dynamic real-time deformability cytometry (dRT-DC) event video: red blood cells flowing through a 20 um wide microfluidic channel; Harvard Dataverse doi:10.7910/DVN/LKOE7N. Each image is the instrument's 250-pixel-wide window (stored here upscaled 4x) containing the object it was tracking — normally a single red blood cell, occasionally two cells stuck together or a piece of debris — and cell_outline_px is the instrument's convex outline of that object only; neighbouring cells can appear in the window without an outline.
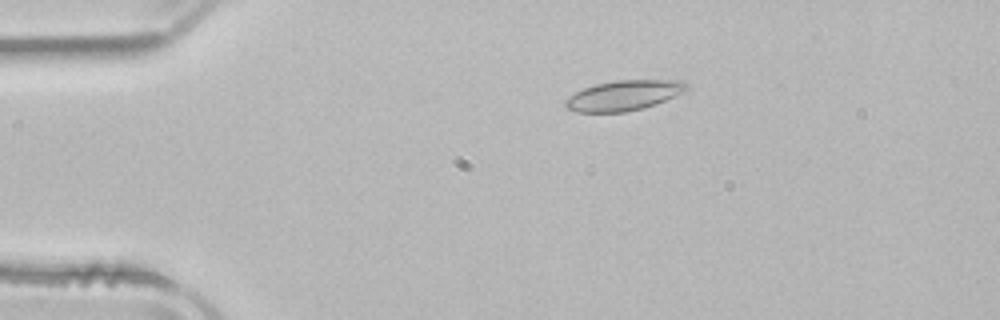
{"species": "common noctule bat (a hibernating species)", "species_latin": "Nyctalus noctula", "temperature_condition": "room temperature", "stored_images_in_passage": 44, "camera_frame_rate_fps": 3000, "um_per_image_px": 0.085, "animal": {"sex": "male", "body_mass_g": 21.5, "forearm_length_mm": 52.0}, "frame": {"image": 1, "passage_image": 2, "time_ms": 0.333, "image_size_px": [1000, 320], "cell_outline_px": [[688, 88], [684, 92], [656, 104], [644, 108], [624, 112], [576, 112], [564, 108], [564, 100], [576, 92], [584, 88], [596, 84], [616, 80], [680, 80], [688, 84]], "centroid_in_image_um": [53.01, 8.12], "position_along_channel_um": 32.0, "area_um2": 21.33}}
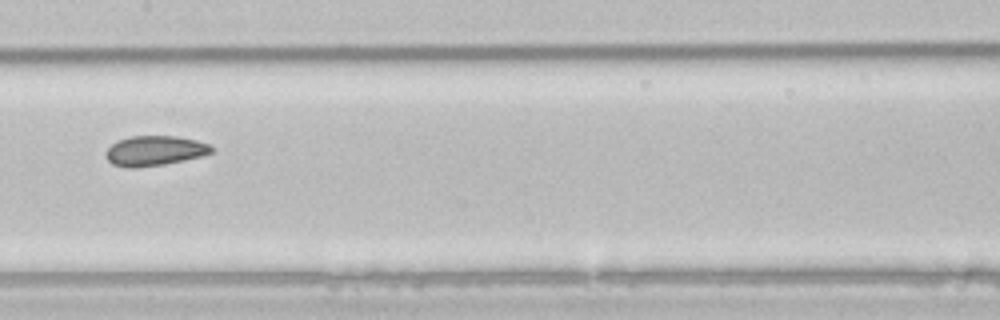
{"frame": {"image": 2, "passage_image": 18, "time_ms": 5.667, "image_size_px": [1000, 320], "cell_outline_px": [[212, 152], [200, 156], [184, 160], [164, 164], [136, 168], [128, 168], [112, 164], [104, 156], [104, 152], [116, 140], [132, 136], [176, 136], [196, 140], [208, 144], [212, 148]], "centroid_in_image_um": [13.08, 12.81], "position_along_channel_um": 194.3, "area_um2": 18.44}}
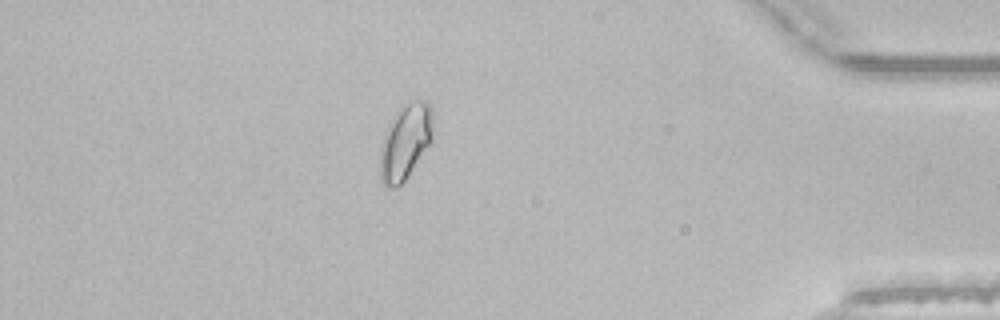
{"frame": {"image": 3, "passage_image": 37, "time_ms": 12.0, "image_size_px": [1000, 320], "cell_outline_px": [[432, 140], [408, 176], [396, 188], [388, 188], [380, 180], [380, 144], [388, 124], [396, 112], [408, 100], [428, 100], [432, 104]], "centroid_in_image_um": [34.44, 12.02], "position_along_channel_um": 400.8, "area_um2": 23.52}, "authors_computed_cell_mechanics": {"area_um2": 19.4208, "velocity_mm_per_s": 3.9211, "shape_relaxation_time_tau1_ms": null, "shape_relaxation_time_tau2_ms": 1.8033, "deformation_change_tau1": null, "deformation_change_tau2": 0.0565}}